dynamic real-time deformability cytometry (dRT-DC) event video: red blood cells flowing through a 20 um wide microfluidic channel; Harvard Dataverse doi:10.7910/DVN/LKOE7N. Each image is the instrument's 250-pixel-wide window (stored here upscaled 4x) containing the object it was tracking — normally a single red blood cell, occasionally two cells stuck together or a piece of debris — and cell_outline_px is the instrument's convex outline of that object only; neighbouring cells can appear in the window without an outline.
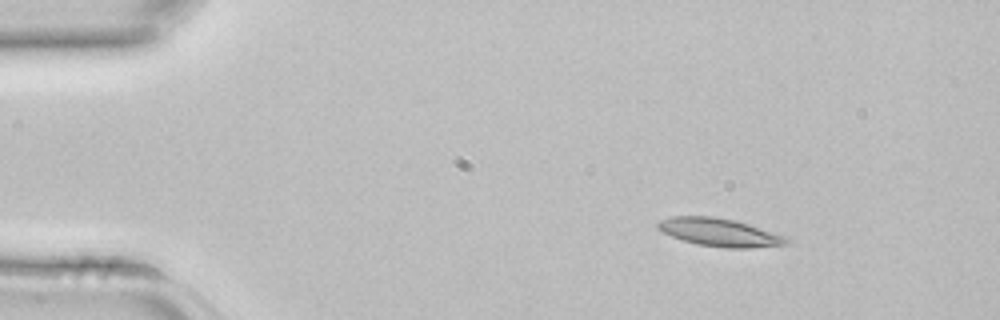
{"species": "common noctule bat (a hibernating species)", "species_latin": "Nyctalus noctula", "temperature_condition": "room temperature", "stored_images_in_passage": 2, "camera_frame_rate_fps": 3000, "um_per_image_px": 0.085, "animal": {"sex": "female", "body_mass_g": 22.7, "forearm_length_mm": 54.2}, "frame": {"image": 1, "passage_image": 1, "time_ms": 0.0, "image_size_px": [1000, 320], "cell_outline_px": [[792, 240], [788, 244], [748, 248], [724, 248], [700, 244], [684, 240], [672, 236], [656, 228], [656, 224], [660, 220], [672, 216], [716, 216], [736, 220], [788, 236]], "centroid_in_image_um": [61.22, 19.74], "position_along_channel_um": 23.8, "area_um2": 21.15}}